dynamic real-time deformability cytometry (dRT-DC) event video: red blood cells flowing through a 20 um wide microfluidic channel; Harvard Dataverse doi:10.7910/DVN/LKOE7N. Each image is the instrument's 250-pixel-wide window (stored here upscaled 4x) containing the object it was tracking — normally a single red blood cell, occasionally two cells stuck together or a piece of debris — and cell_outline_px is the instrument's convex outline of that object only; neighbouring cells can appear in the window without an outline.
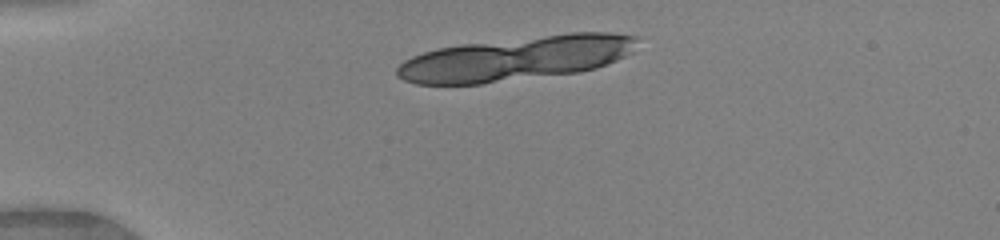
{"species": "human", "species_latin": "Homo sapiens", "temperature_condition": "warm", "stored_images_in_passage": 8, "camera_frame_rate_fps": 3000, "um_per_image_px": 0.085, "donor": {"sex": "female"}, "frame": {"image": 1, "passage_image": 1, "time_ms": 0.0, "image_size_px": [1000, 240], "cell_outline_px": [[640, 36], [632, 52], [616, 60], [596, 68], [580, 72], [480, 84], [416, 84], [404, 80], [396, 76], [396, 68], [404, 60], [412, 56], [436, 48], [460, 44], [572, 32], [608, 32]], "centroid_in_image_um": [43.87, 4.96], "position_along_channel_um": 41.1, "area_um2": 62.19}}